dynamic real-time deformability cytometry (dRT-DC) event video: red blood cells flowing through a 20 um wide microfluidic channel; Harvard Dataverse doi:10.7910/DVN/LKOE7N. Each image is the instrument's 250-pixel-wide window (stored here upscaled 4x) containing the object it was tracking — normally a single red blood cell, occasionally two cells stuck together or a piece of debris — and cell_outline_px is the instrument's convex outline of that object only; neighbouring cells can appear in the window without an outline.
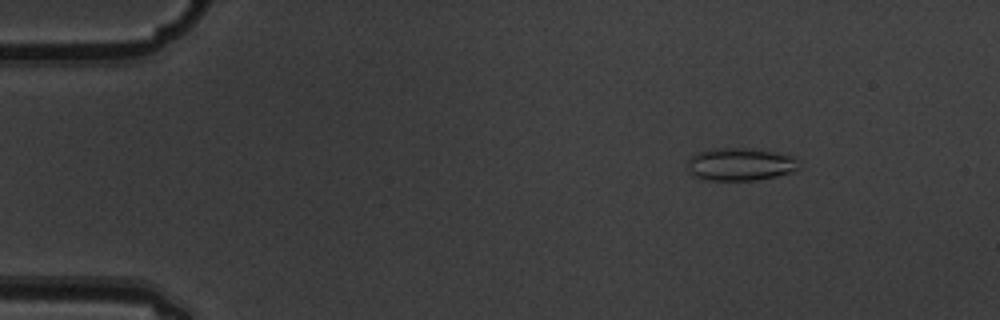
{"species": "common noctule bat (a hibernating species)", "species_latin": "Nyctalus noctula", "temperature_condition": "warm", "stored_images_in_passage": 9, "camera_frame_rate_fps": 3000, "um_per_image_px": 0.085, "animal": {"sex": "male", "body_mass_g": 19.5, "forearm_length_mm": 54.6}, "frame": {"image": 1, "passage_image": 3, "time_ms": 0.667, "image_size_px": [1000, 320], "cell_outline_px": [[800, 168], [792, 172], [776, 176], [756, 180], [708, 180], [692, 176], [688, 172], [688, 160], [692, 156], [700, 152], [716, 148], [748, 148], [772, 152], [792, 156], [796, 160]], "centroid_in_image_um": [62.9, 13.98], "position_along_channel_um": 22.1, "area_um2": 21.1}}
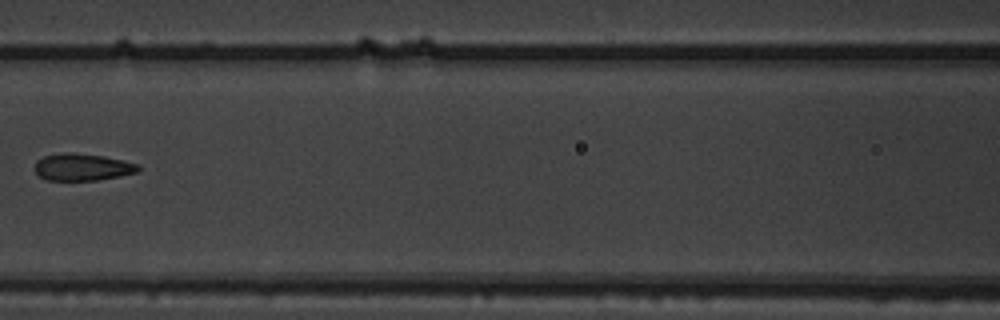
{"frame": {"image": 2, "passage_image": 8, "time_ms": 2.333, "image_size_px": [1000, 320], "cell_outline_px": [[140, 168], [136, 172], [120, 176], [96, 180], [48, 180], [40, 176], [36, 172], [36, 160], [44, 156], [64, 152], [72, 152], [104, 156], [136, 164]], "centroid_in_image_um": [6.97, 14.2], "position_along_channel_um": 159.6, "area_um2": 16.07}}
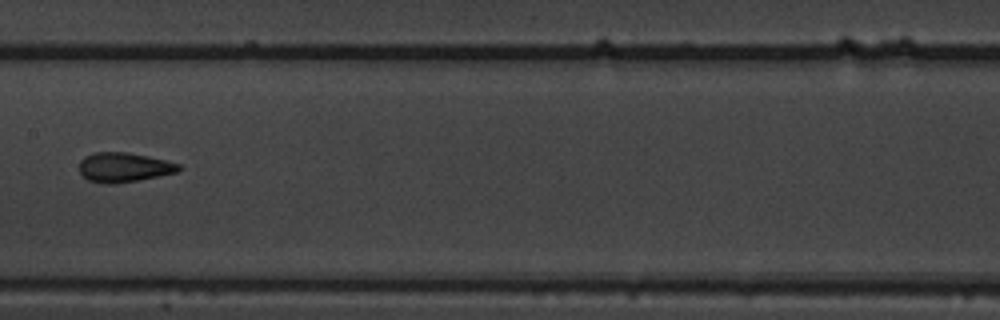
{"frame": {"image": 3, "passage_image": 9, "time_ms": 2.667, "image_size_px": [1000, 320], "cell_outline_px": [[180, 168], [176, 172], [136, 180], [112, 184], [104, 184], [88, 180], [80, 172], [80, 160], [84, 156], [96, 152], [128, 152], [148, 156], [180, 164]], "centroid_in_image_um": [10.49, 14.21], "position_along_channel_um": 196.9, "area_um2": 16.88}}